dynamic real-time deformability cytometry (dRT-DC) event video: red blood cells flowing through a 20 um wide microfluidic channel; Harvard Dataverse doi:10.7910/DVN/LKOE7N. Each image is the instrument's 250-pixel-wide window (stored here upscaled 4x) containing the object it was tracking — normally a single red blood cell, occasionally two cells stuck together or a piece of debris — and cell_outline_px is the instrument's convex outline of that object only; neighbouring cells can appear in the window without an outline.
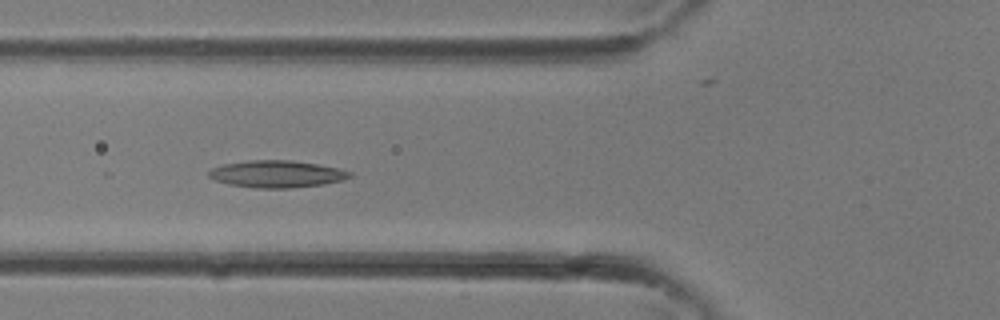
{"species": "common noctule bat (a hibernating species)", "species_latin": "Nyctalus noctula", "temperature_condition": "room temperature", "stored_images_in_passage": 26, "camera_frame_rate_fps": 3000, "um_per_image_px": 0.085, "animal": {"sex": "female"}, "frame": {"image": 1, "passage_image": 4, "time_ms": 1.0, "image_size_px": [1000, 320], "cell_outline_px": [[352, 176], [344, 180], [324, 184], [292, 188], [256, 188], [228, 184], [216, 180], [208, 176], [208, 172], [212, 168], [224, 164], [248, 160], [292, 160], [316, 164], [336, 168], [352, 172]], "centroid_in_image_um": [23.53, 14.79], "position_along_channel_um": 102.3, "area_um2": 22.2}}
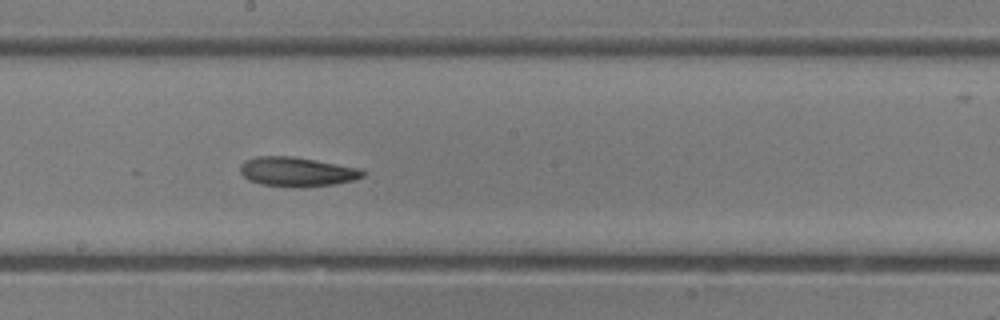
{"frame": {"image": 2, "passage_image": 10, "time_ms": 3.0, "image_size_px": [1000, 320], "cell_outline_px": [[364, 176], [356, 180], [332, 184], [260, 184], [248, 180], [240, 172], [240, 164], [244, 160], [256, 156], [292, 156], [316, 160], [360, 168], [364, 172]], "centroid_in_image_um": [25.21, 14.54], "position_along_channel_um": 223.0, "area_um2": 20.11}}
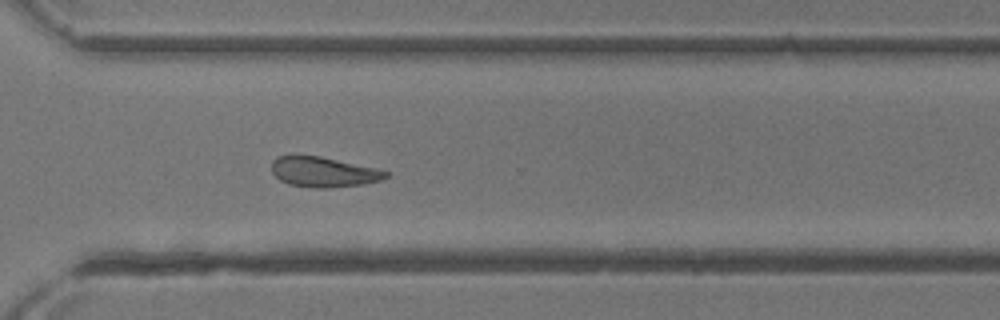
{"frame": {"image": 3, "passage_image": 16, "time_ms": 5.0, "image_size_px": [1000, 320], "cell_outline_px": [[388, 176], [380, 180], [364, 184], [328, 188], [312, 188], [288, 184], [280, 180], [272, 172], [272, 160], [276, 156], [292, 152], [296, 152], [320, 156], [380, 168], [388, 172]], "centroid_in_image_um": [27.44, 14.57], "position_along_channel_um": 343.2, "area_um2": 20.87}}